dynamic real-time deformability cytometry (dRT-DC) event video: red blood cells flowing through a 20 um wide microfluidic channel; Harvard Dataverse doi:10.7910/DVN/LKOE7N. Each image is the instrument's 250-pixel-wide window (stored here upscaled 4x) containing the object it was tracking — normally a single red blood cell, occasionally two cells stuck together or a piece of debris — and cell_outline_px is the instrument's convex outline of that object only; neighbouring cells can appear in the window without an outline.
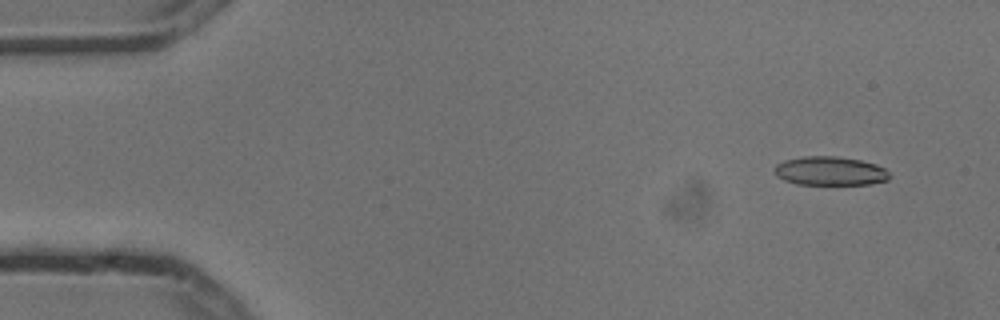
{"species": "common noctule bat (a hibernating species)", "species_latin": "Nyctalus noctula", "temperature_condition": "cold", "stored_images_in_passage": 4, "camera_frame_rate_fps": 3000, "um_per_image_px": 0.085, "animal": {"sex": "male", "body_mass_g": 13.3}, "frame": {"image": 1, "passage_image": 1, "time_ms": 0.0, "image_size_px": [1000, 320], "cell_outline_px": [[892, 176], [888, 180], [872, 184], [796, 184], [784, 180], [776, 176], [776, 164], [784, 160], [804, 156], [836, 156], [860, 160], [876, 164], [884, 168]], "centroid_in_image_um": [70.58, 14.53], "position_along_channel_um": 14.4, "area_um2": 19.36}}
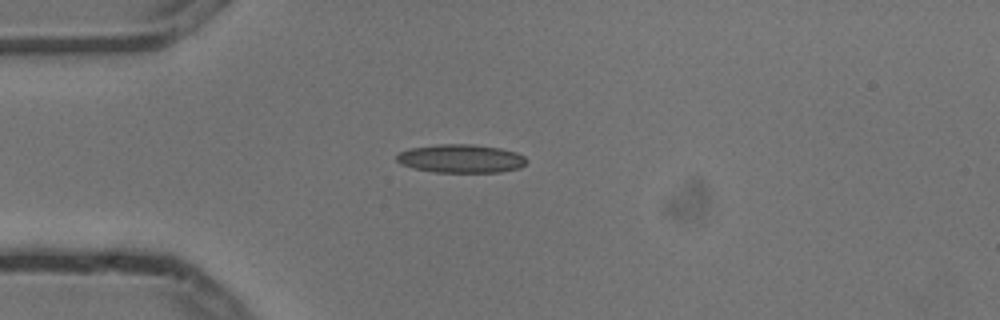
{"frame": {"image": 2, "passage_image": 4, "time_ms": 1.0, "image_size_px": [1000, 320], "cell_outline_px": [[528, 160], [520, 168], [500, 172], [436, 172], [412, 168], [400, 164], [396, 160], [396, 156], [400, 152], [412, 148], [440, 144], [472, 144], [500, 148], [516, 152], [524, 156]], "centroid_in_image_um": [39.19, 13.48], "position_along_channel_um": 45.8, "area_um2": 21.5}}